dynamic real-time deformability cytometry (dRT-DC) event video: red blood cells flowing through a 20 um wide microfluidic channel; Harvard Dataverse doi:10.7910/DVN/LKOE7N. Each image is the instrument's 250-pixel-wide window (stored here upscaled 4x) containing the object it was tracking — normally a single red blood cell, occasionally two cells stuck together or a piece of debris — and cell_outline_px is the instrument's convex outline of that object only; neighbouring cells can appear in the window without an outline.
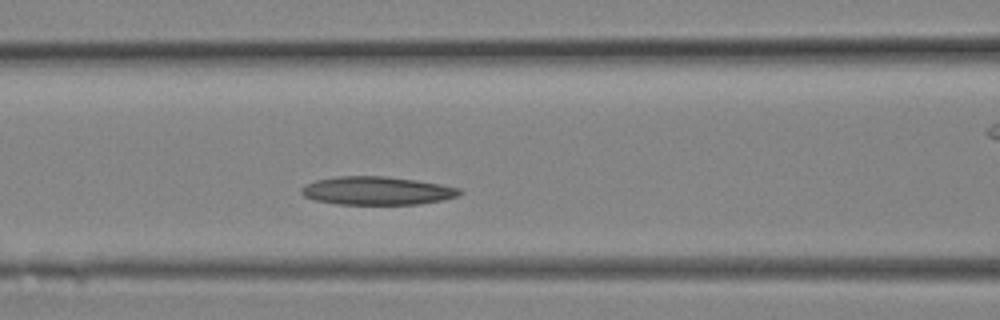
{"species": "Egyptian fruit bat (a non-hibernating species)", "species_latin": "Rousettus aegyptiacus", "temperature_condition": "room temperature", "stored_images_in_passage": 7, "segment_of_instrument_passage": [1, 2], "camera_frame_rate_fps": 3000, "um_per_image_px": 0.085, "animal": {"sex": "female"}, "frame": {"image": 1, "passage_image": 6, "time_ms": 1.667, "image_size_px": [1000, 320], "cell_outline_px": [[464, 192], [456, 196], [444, 200], [420, 204], [336, 204], [316, 200], [304, 196], [300, 192], [300, 188], [304, 184], [316, 180], [336, 176], [384, 176], [416, 180], [440, 184], [460, 188]], "centroid_in_image_um": [32.03, 16.21], "position_along_channel_um": 134.6, "area_um2": 26.18}}